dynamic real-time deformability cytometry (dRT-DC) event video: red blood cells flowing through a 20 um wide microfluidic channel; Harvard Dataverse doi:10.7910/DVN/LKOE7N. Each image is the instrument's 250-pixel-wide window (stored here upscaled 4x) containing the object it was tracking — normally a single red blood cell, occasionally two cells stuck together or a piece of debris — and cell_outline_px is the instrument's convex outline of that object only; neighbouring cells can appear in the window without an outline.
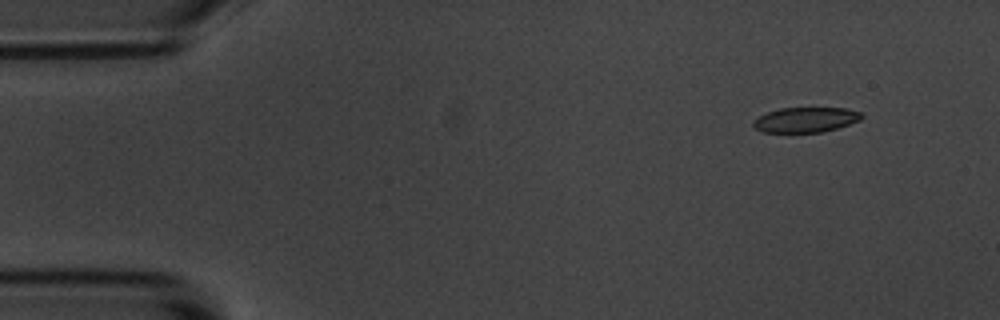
{"species": "common noctule bat (a hibernating species)", "species_latin": "Nyctalus noctula", "temperature_condition": "room temperature", "stored_images_in_passage": 51, "camera_frame_rate_fps": 3000, "um_per_image_px": 0.085, "animal": {"sex": "male", "body_mass_g": 20.1, "forearm_length_mm": 53.5}, "frame": {"image": 1, "passage_image": 1, "time_ms": 0.0, "image_size_px": [1000, 320], "cell_outline_px": [[864, 116], [860, 120], [836, 128], [820, 132], [760, 132], [752, 124], [752, 120], [768, 112], [780, 108], [848, 108], [860, 112]], "centroid_in_image_um": [68.47, 10.17], "position_along_channel_um": 16.5, "area_um2": 15.72}}
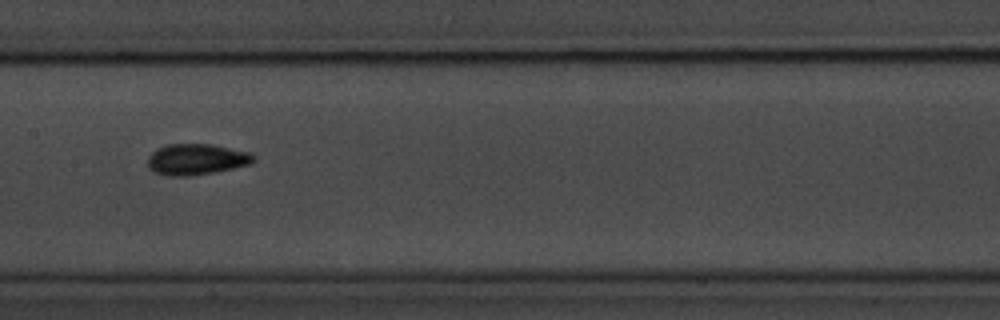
{"frame": {"image": 2, "passage_image": 23, "time_ms": 7.333, "image_size_px": [1000, 320], "cell_outline_px": [[256, 160], [248, 164], [232, 168], [212, 172], [188, 176], [168, 176], [156, 172], [148, 168], [148, 156], [156, 148], [164, 144], [212, 144], [248, 152], [256, 156]], "centroid_in_image_um": [16.66, 13.53], "position_along_channel_um": 190.7, "area_um2": 19.07}}
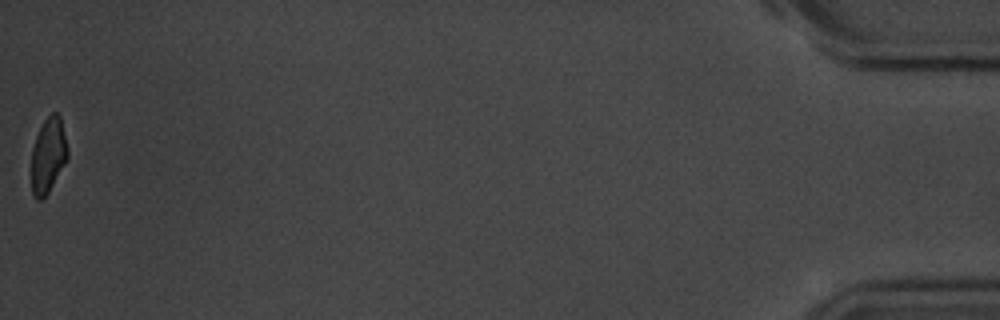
{"frame": {"image": 3, "passage_image": 51, "time_ms": 16.667, "image_size_px": [1000, 320], "cell_outline_px": [[68, 156], [64, 164], [48, 192], [40, 200], [36, 200], [32, 196], [32, 148], [36, 136], [44, 120], [52, 112], [56, 112], [60, 116], [68, 148]], "centroid_in_image_um": [4.09, 13.19], "position_along_channel_um": 431.1, "area_um2": 15.66}, "authors_computed_cell_mechanics": {"area_um2": 17.3978, "velocity_mm_per_s": 3.6382, "shape_relaxation_time_tau1_ms": 3.2985, "shape_relaxation_time_tau2_ms": 2.7837, "deformation_change_tau1": 0.1164, "deformation_change_tau2": 0.0734}}